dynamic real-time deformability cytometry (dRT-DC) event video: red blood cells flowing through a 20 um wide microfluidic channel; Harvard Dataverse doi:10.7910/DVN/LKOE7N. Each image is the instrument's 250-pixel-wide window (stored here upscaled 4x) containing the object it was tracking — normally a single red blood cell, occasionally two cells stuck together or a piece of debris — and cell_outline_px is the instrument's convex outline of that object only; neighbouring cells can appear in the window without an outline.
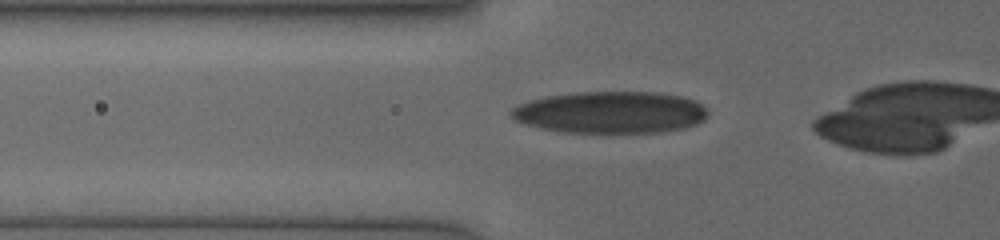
{"species": "human", "species_latin": "Homo sapiens", "temperature_condition": "cold", "stored_images_in_passage": 20, "camera_frame_rate_fps": 3000, "um_per_image_px": 0.085, "donor": {"sex": "female"}, "frame": {"image": 1, "passage_image": 3, "time_ms": 1.0, "image_size_px": [1000, 240], "cell_outline_px": [[708, 116], [704, 120], [696, 124], [684, 128], [664, 132], [564, 132], [524, 124], [516, 120], [508, 112], [512, 108], [528, 100], [548, 96], [576, 92], [656, 92], [684, 96], [696, 100], [708, 108]], "centroid_in_image_um": [51.95, 9.54], "position_along_channel_um": 73.8, "area_um2": 48.21}}
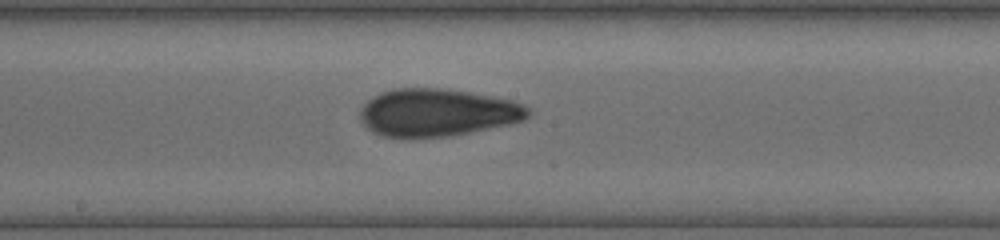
{"frame": {"image": 2, "passage_image": 9, "time_ms": 4.333, "image_size_px": [1000, 240], "cell_outline_px": [[532, 112], [524, 120], [512, 124], [468, 132], [444, 136], [384, 136], [372, 132], [364, 124], [360, 116], [360, 112], [364, 104], [372, 96], [380, 92], [392, 88], [440, 88], [468, 92], [492, 96], [512, 100], [524, 104], [532, 108]], "centroid_in_image_um": [37.21, 9.54], "position_along_channel_um": 211.0, "area_um2": 46.36}}
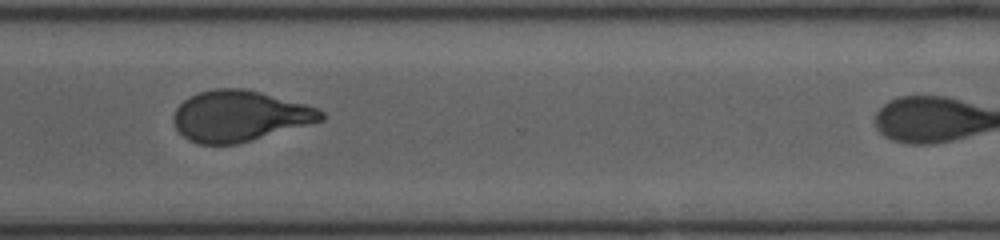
{"frame": {"image": 3, "passage_image": 16, "time_ms": 7.667, "image_size_px": [1000, 240], "cell_outline_px": [[324, 120], [236, 144], [200, 144], [188, 140], [176, 128], [172, 120], [172, 116], [176, 108], [184, 100], [200, 92], [216, 88], [244, 88], [260, 92], [304, 104], [316, 108], [324, 112]], "centroid_in_image_um": [20.33, 9.86], "position_along_channel_um": 350.3, "area_um2": 43.23}}